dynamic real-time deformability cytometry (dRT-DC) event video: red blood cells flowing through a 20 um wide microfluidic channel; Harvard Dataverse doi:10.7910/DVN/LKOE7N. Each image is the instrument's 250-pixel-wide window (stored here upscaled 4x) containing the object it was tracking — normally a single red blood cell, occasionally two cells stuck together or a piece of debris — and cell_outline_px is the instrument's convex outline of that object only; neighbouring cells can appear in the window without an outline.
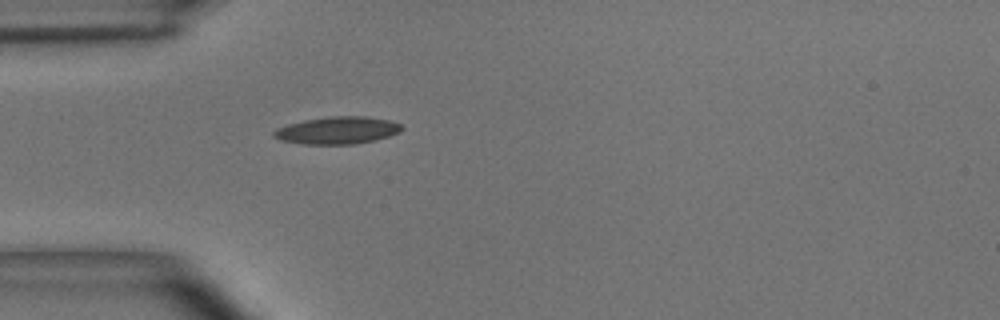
{"species": "common noctule bat (a hibernating species)", "species_latin": "Nyctalus noctula", "temperature_condition": "room temperature", "stored_images_in_passage": 40, "camera_frame_rate_fps": 3000, "um_per_image_px": 0.085, "animal": {"sex": "male", "body_mass_g": 15.6}, "frame": {"image": 1, "passage_image": 1, "time_ms": 0.0, "image_size_px": [1000, 320], "cell_outline_px": [[404, 128], [400, 132], [376, 140], [356, 144], [300, 144], [280, 140], [272, 136], [272, 132], [276, 128], [288, 124], [304, 120], [332, 116], [364, 116], [388, 120], [400, 124]], "centroid_in_image_um": [28.65, 11.09], "position_along_channel_um": 56.3, "area_um2": 20.46}}
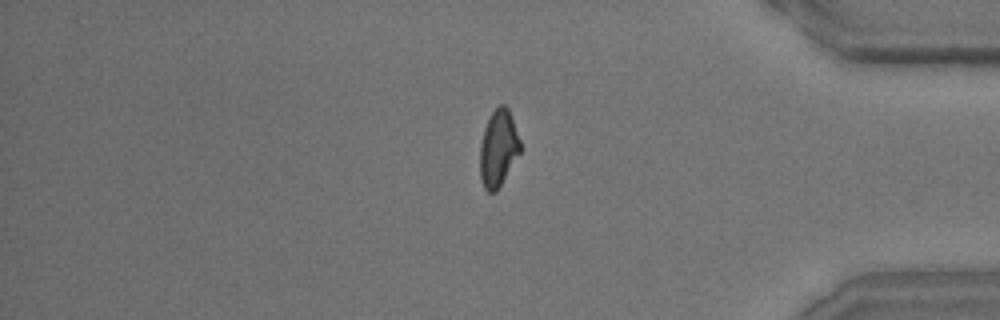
{"frame": {"image": 2, "passage_image": 31, "time_ms": 10.0, "image_size_px": [1000, 320], "cell_outline_px": [[520, 152], [496, 192], [488, 192], [484, 188], [480, 180], [480, 144], [484, 128], [492, 112], [500, 104], [504, 104], [508, 108], [520, 140]], "centroid_in_image_um": [42.34, 12.62], "position_along_channel_um": 392.9, "area_um2": 17.8}}
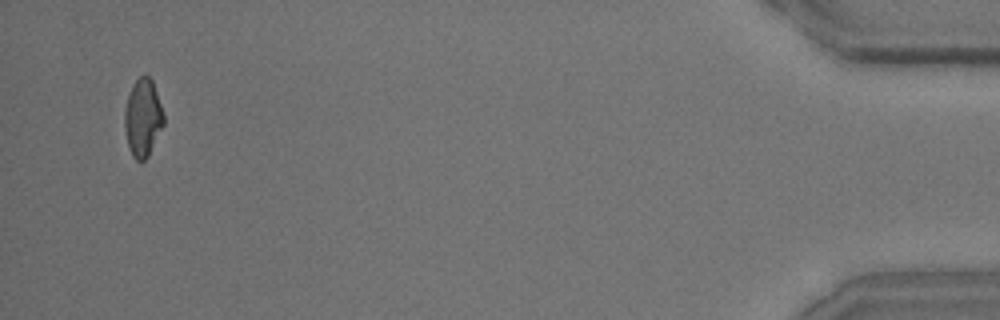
{"frame": {"image": 3, "passage_image": 38, "time_ms": 12.333, "image_size_px": [1000, 320], "cell_outline_px": [[164, 124], [148, 156], [144, 160], [136, 160], [132, 156], [128, 144], [124, 128], [124, 108], [132, 84], [140, 76], [148, 76], [152, 80], [164, 116]], "centroid_in_image_um": [12.12, 10.01], "position_along_channel_um": 423.1, "area_um2": 17.51}, "authors_computed_cell_mechanics": {"area_um2": 18.4382, "velocity_mm_per_s": 3.6618, "shape_relaxation_time_tau1_ms": 6.9745, "shape_relaxation_time_tau2_ms": 3.8872, "deformation_change_tau1": 0.1788, "deformation_change_tau2": 0.1179}}